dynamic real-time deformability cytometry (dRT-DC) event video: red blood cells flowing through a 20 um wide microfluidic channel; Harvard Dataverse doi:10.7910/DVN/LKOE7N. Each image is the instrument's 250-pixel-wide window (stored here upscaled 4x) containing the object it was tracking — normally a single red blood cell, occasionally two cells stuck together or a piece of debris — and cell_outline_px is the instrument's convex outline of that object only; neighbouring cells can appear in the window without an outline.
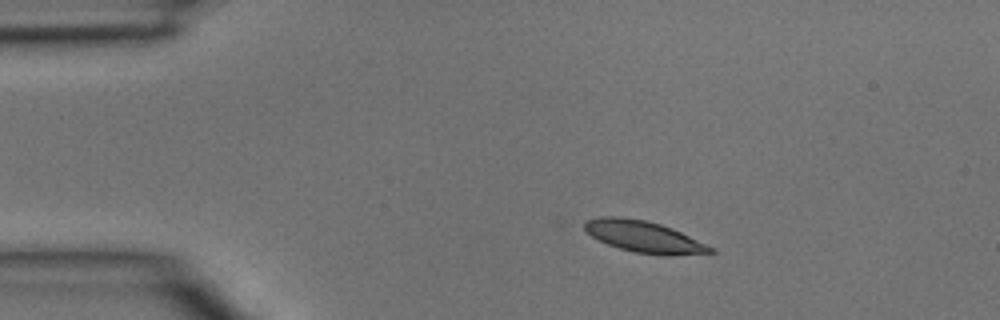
{"species": "common noctule bat (a hibernating species)", "species_latin": "Nyctalus noctula", "temperature_condition": "room temperature", "stored_images_in_passage": 2, "camera_frame_rate_fps": 3000, "um_per_image_px": 0.085, "animal": {"sex": "male", "body_mass_g": 15.6}, "frame": {"image": 1, "passage_image": 1, "time_ms": 0.0, "image_size_px": [1000, 320], "cell_outline_px": [[716, 252], [668, 256], [664, 256], [636, 252], [620, 248], [608, 244], [592, 236], [576, 224], [584, 220], [600, 216], [620, 216], [644, 220], [660, 224], [672, 228], [716, 248]], "centroid_in_image_um": [54.68, 20.1], "position_along_channel_um": 30.3, "area_um2": 23.47}}